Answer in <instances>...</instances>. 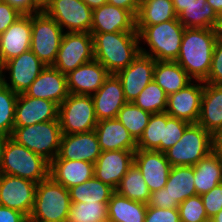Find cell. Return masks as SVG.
Wrapping results in <instances>:
<instances>
[{
  "mask_svg": "<svg viewBox=\"0 0 222 222\" xmlns=\"http://www.w3.org/2000/svg\"><path fill=\"white\" fill-rule=\"evenodd\" d=\"M219 29L185 28L176 62L192 80L205 81Z\"/></svg>",
  "mask_w": 222,
  "mask_h": 222,
  "instance_id": "cell-1",
  "label": "cell"
},
{
  "mask_svg": "<svg viewBox=\"0 0 222 222\" xmlns=\"http://www.w3.org/2000/svg\"><path fill=\"white\" fill-rule=\"evenodd\" d=\"M94 59L110 74L130 65L140 53L138 32L91 33Z\"/></svg>",
  "mask_w": 222,
  "mask_h": 222,
  "instance_id": "cell-2",
  "label": "cell"
},
{
  "mask_svg": "<svg viewBox=\"0 0 222 222\" xmlns=\"http://www.w3.org/2000/svg\"><path fill=\"white\" fill-rule=\"evenodd\" d=\"M136 30L140 43L149 47L147 50L140 46L141 53L156 61H176L185 31L178 17L156 25H136Z\"/></svg>",
  "mask_w": 222,
  "mask_h": 222,
  "instance_id": "cell-3",
  "label": "cell"
},
{
  "mask_svg": "<svg viewBox=\"0 0 222 222\" xmlns=\"http://www.w3.org/2000/svg\"><path fill=\"white\" fill-rule=\"evenodd\" d=\"M50 162L10 137H5L0 173L39 183L49 177Z\"/></svg>",
  "mask_w": 222,
  "mask_h": 222,
  "instance_id": "cell-4",
  "label": "cell"
},
{
  "mask_svg": "<svg viewBox=\"0 0 222 222\" xmlns=\"http://www.w3.org/2000/svg\"><path fill=\"white\" fill-rule=\"evenodd\" d=\"M71 206L69 189L50 176L37 183L30 222H66Z\"/></svg>",
  "mask_w": 222,
  "mask_h": 222,
  "instance_id": "cell-5",
  "label": "cell"
},
{
  "mask_svg": "<svg viewBox=\"0 0 222 222\" xmlns=\"http://www.w3.org/2000/svg\"><path fill=\"white\" fill-rule=\"evenodd\" d=\"M212 151L213 135L198 123H191L181 139L164 153L171 166H194Z\"/></svg>",
  "mask_w": 222,
  "mask_h": 222,
  "instance_id": "cell-6",
  "label": "cell"
},
{
  "mask_svg": "<svg viewBox=\"0 0 222 222\" xmlns=\"http://www.w3.org/2000/svg\"><path fill=\"white\" fill-rule=\"evenodd\" d=\"M10 138L51 162L59 152L62 131L59 120H52L14 127Z\"/></svg>",
  "mask_w": 222,
  "mask_h": 222,
  "instance_id": "cell-7",
  "label": "cell"
},
{
  "mask_svg": "<svg viewBox=\"0 0 222 222\" xmlns=\"http://www.w3.org/2000/svg\"><path fill=\"white\" fill-rule=\"evenodd\" d=\"M62 134L93 131L98 123L91 95L69 94L58 106Z\"/></svg>",
  "mask_w": 222,
  "mask_h": 222,
  "instance_id": "cell-8",
  "label": "cell"
},
{
  "mask_svg": "<svg viewBox=\"0 0 222 222\" xmlns=\"http://www.w3.org/2000/svg\"><path fill=\"white\" fill-rule=\"evenodd\" d=\"M64 34L60 25L44 11L32 14L30 50L46 66H52Z\"/></svg>",
  "mask_w": 222,
  "mask_h": 222,
  "instance_id": "cell-9",
  "label": "cell"
},
{
  "mask_svg": "<svg viewBox=\"0 0 222 222\" xmlns=\"http://www.w3.org/2000/svg\"><path fill=\"white\" fill-rule=\"evenodd\" d=\"M93 59V37L91 33L64 32L52 66L66 75Z\"/></svg>",
  "mask_w": 222,
  "mask_h": 222,
  "instance_id": "cell-10",
  "label": "cell"
},
{
  "mask_svg": "<svg viewBox=\"0 0 222 222\" xmlns=\"http://www.w3.org/2000/svg\"><path fill=\"white\" fill-rule=\"evenodd\" d=\"M46 67L31 51L23 52L0 67V81L17 94L24 93ZM6 74L8 79H6Z\"/></svg>",
  "mask_w": 222,
  "mask_h": 222,
  "instance_id": "cell-11",
  "label": "cell"
},
{
  "mask_svg": "<svg viewBox=\"0 0 222 222\" xmlns=\"http://www.w3.org/2000/svg\"><path fill=\"white\" fill-rule=\"evenodd\" d=\"M65 32H89L93 10L82 0H54L44 11Z\"/></svg>",
  "mask_w": 222,
  "mask_h": 222,
  "instance_id": "cell-12",
  "label": "cell"
},
{
  "mask_svg": "<svg viewBox=\"0 0 222 222\" xmlns=\"http://www.w3.org/2000/svg\"><path fill=\"white\" fill-rule=\"evenodd\" d=\"M37 183L0 173V205L18 210L30 216L36 193Z\"/></svg>",
  "mask_w": 222,
  "mask_h": 222,
  "instance_id": "cell-13",
  "label": "cell"
},
{
  "mask_svg": "<svg viewBox=\"0 0 222 222\" xmlns=\"http://www.w3.org/2000/svg\"><path fill=\"white\" fill-rule=\"evenodd\" d=\"M204 81L192 80L181 90L167 96L166 113L174 118L197 123L201 111Z\"/></svg>",
  "mask_w": 222,
  "mask_h": 222,
  "instance_id": "cell-14",
  "label": "cell"
},
{
  "mask_svg": "<svg viewBox=\"0 0 222 222\" xmlns=\"http://www.w3.org/2000/svg\"><path fill=\"white\" fill-rule=\"evenodd\" d=\"M156 60L139 53L134 61L115 75L119 78L127 102H133L153 80Z\"/></svg>",
  "mask_w": 222,
  "mask_h": 222,
  "instance_id": "cell-15",
  "label": "cell"
},
{
  "mask_svg": "<svg viewBox=\"0 0 222 222\" xmlns=\"http://www.w3.org/2000/svg\"><path fill=\"white\" fill-rule=\"evenodd\" d=\"M32 14L21 15L0 35V67L7 61L30 50Z\"/></svg>",
  "mask_w": 222,
  "mask_h": 222,
  "instance_id": "cell-16",
  "label": "cell"
},
{
  "mask_svg": "<svg viewBox=\"0 0 222 222\" xmlns=\"http://www.w3.org/2000/svg\"><path fill=\"white\" fill-rule=\"evenodd\" d=\"M58 120V105L51 100L18 94L15 106L14 127H24Z\"/></svg>",
  "mask_w": 222,
  "mask_h": 222,
  "instance_id": "cell-17",
  "label": "cell"
},
{
  "mask_svg": "<svg viewBox=\"0 0 222 222\" xmlns=\"http://www.w3.org/2000/svg\"><path fill=\"white\" fill-rule=\"evenodd\" d=\"M134 164L141 171L151 193L165 187L171 171V165L165 153L137 149L134 152Z\"/></svg>",
  "mask_w": 222,
  "mask_h": 222,
  "instance_id": "cell-18",
  "label": "cell"
},
{
  "mask_svg": "<svg viewBox=\"0 0 222 222\" xmlns=\"http://www.w3.org/2000/svg\"><path fill=\"white\" fill-rule=\"evenodd\" d=\"M134 163V151H102L94 163V177L116 189Z\"/></svg>",
  "mask_w": 222,
  "mask_h": 222,
  "instance_id": "cell-19",
  "label": "cell"
},
{
  "mask_svg": "<svg viewBox=\"0 0 222 222\" xmlns=\"http://www.w3.org/2000/svg\"><path fill=\"white\" fill-rule=\"evenodd\" d=\"M101 152L94 130L85 133L62 134L59 152L54 159L95 163Z\"/></svg>",
  "mask_w": 222,
  "mask_h": 222,
  "instance_id": "cell-20",
  "label": "cell"
},
{
  "mask_svg": "<svg viewBox=\"0 0 222 222\" xmlns=\"http://www.w3.org/2000/svg\"><path fill=\"white\" fill-rule=\"evenodd\" d=\"M137 32L136 16L129 10L104 4L93 10L90 33Z\"/></svg>",
  "mask_w": 222,
  "mask_h": 222,
  "instance_id": "cell-21",
  "label": "cell"
},
{
  "mask_svg": "<svg viewBox=\"0 0 222 222\" xmlns=\"http://www.w3.org/2000/svg\"><path fill=\"white\" fill-rule=\"evenodd\" d=\"M24 93L51 100L59 106L69 96L66 75L53 66H46Z\"/></svg>",
  "mask_w": 222,
  "mask_h": 222,
  "instance_id": "cell-22",
  "label": "cell"
},
{
  "mask_svg": "<svg viewBox=\"0 0 222 222\" xmlns=\"http://www.w3.org/2000/svg\"><path fill=\"white\" fill-rule=\"evenodd\" d=\"M108 70L93 59L66 74L69 94L93 95L109 77Z\"/></svg>",
  "mask_w": 222,
  "mask_h": 222,
  "instance_id": "cell-23",
  "label": "cell"
},
{
  "mask_svg": "<svg viewBox=\"0 0 222 222\" xmlns=\"http://www.w3.org/2000/svg\"><path fill=\"white\" fill-rule=\"evenodd\" d=\"M92 98L98 121L117 118L118 112L127 103L121 81L115 74L109 75Z\"/></svg>",
  "mask_w": 222,
  "mask_h": 222,
  "instance_id": "cell-24",
  "label": "cell"
},
{
  "mask_svg": "<svg viewBox=\"0 0 222 222\" xmlns=\"http://www.w3.org/2000/svg\"><path fill=\"white\" fill-rule=\"evenodd\" d=\"M94 131L101 151L137 150V141L118 118L99 120Z\"/></svg>",
  "mask_w": 222,
  "mask_h": 222,
  "instance_id": "cell-25",
  "label": "cell"
},
{
  "mask_svg": "<svg viewBox=\"0 0 222 222\" xmlns=\"http://www.w3.org/2000/svg\"><path fill=\"white\" fill-rule=\"evenodd\" d=\"M49 176L69 189L94 177V163L80 160L53 159Z\"/></svg>",
  "mask_w": 222,
  "mask_h": 222,
  "instance_id": "cell-26",
  "label": "cell"
},
{
  "mask_svg": "<svg viewBox=\"0 0 222 222\" xmlns=\"http://www.w3.org/2000/svg\"><path fill=\"white\" fill-rule=\"evenodd\" d=\"M197 123L212 135L222 129V85L204 82L201 111Z\"/></svg>",
  "mask_w": 222,
  "mask_h": 222,
  "instance_id": "cell-27",
  "label": "cell"
},
{
  "mask_svg": "<svg viewBox=\"0 0 222 222\" xmlns=\"http://www.w3.org/2000/svg\"><path fill=\"white\" fill-rule=\"evenodd\" d=\"M165 188L170 196V208H178L183 201L197 195L194 186V167L171 166Z\"/></svg>",
  "mask_w": 222,
  "mask_h": 222,
  "instance_id": "cell-28",
  "label": "cell"
},
{
  "mask_svg": "<svg viewBox=\"0 0 222 222\" xmlns=\"http://www.w3.org/2000/svg\"><path fill=\"white\" fill-rule=\"evenodd\" d=\"M193 167L197 195L201 196L222 183V157L215 151L202 158Z\"/></svg>",
  "mask_w": 222,
  "mask_h": 222,
  "instance_id": "cell-29",
  "label": "cell"
},
{
  "mask_svg": "<svg viewBox=\"0 0 222 222\" xmlns=\"http://www.w3.org/2000/svg\"><path fill=\"white\" fill-rule=\"evenodd\" d=\"M178 20L185 28L219 29L222 18L207 0H195L178 15Z\"/></svg>",
  "mask_w": 222,
  "mask_h": 222,
  "instance_id": "cell-30",
  "label": "cell"
},
{
  "mask_svg": "<svg viewBox=\"0 0 222 222\" xmlns=\"http://www.w3.org/2000/svg\"><path fill=\"white\" fill-rule=\"evenodd\" d=\"M153 80L167 96L176 93L192 81L176 61H156Z\"/></svg>",
  "mask_w": 222,
  "mask_h": 222,
  "instance_id": "cell-31",
  "label": "cell"
},
{
  "mask_svg": "<svg viewBox=\"0 0 222 222\" xmlns=\"http://www.w3.org/2000/svg\"><path fill=\"white\" fill-rule=\"evenodd\" d=\"M148 204L114 193L108 204V219L113 222H144Z\"/></svg>",
  "mask_w": 222,
  "mask_h": 222,
  "instance_id": "cell-32",
  "label": "cell"
},
{
  "mask_svg": "<svg viewBox=\"0 0 222 222\" xmlns=\"http://www.w3.org/2000/svg\"><path fill=\"white\" fill-rule=\"evenodd\" d=\"M177 17L172 0H141L136 25H156Z\"/></svg>",
  "mask_w": 222,
  "mask_h": 222,
  "instance_id": "cell-33",
  "label": "cell"
},
{
  "mask_svg": "<svg viewBox=\"0 0 222 222\" xmlns=\"http://www.w3.org/2000/svg\"><path fill=\"white\" fill-rule=\"evenodd\" d=\"M114 193V188L95 177L69 188L71 203H108Z\"/></svg>",
  "mask_w": 222,
  "mask_h": 222,
  "instance_id": "cell-34",
  "label": "cell"
},
{
  "mask_svg": "<svg viewBox=\"0 0 222 222\" xmlns=\"http://www.w3.org/2000/svg\"><path fill=\"white\" fill-rule=\"evenodd\" d=\"M115 192L133 201L149 203L151 192L145 183L141 171L133 163L122 177Z\"/></svg>",
  "mask_w": 222,
  "mask_h": 222,
  "instance_id": "cell-35",
  "label": "cell"
},
{
  "mask_svg": "<svg viewBox=\"0 0 222 222\" xmlns=\"http://www.w3.org/2000/svg\"><path fill=\"white\" fill-rule=\"evenodd\" d=\"M151 113L136 106L133 102H127L118 112V120L138 141L146 128Z\"/></svg>",
  "mask_w": 222,
  "mask_h": 222,
  "instance_id": "cell-36",
  "label": "cell"
},
{
  "mask_svg": "<svg viewBox=\"0 0 222 222\" xmlns=\"http://www.w3.org/2000/svg\"><path fill=\"white\" fill-rule=\"evenodd\" d=\"M107 204L103 202L71 203L66 222H103L108 220Z\"/></svg>",
  "mask_w": 222,
  "mask_h": 222,
  "instance_id": "cell-37",
  "label": "cell"
},
{
  "mask_svg": "<svg viewBox=\"0 0 222 222\" xmlns=\"http://www.w3.org/2000/svg\"><path fill=\"white\" fill-rule=\"evenodd\" d=\"M17 98L18 94L0 81V136H11Z\"/></svg>",
  "mask_w": 222,
  "mask_h": 222,
  "instance_id": "cell-38",
  "label": "cell"
},
{
  "mask_svg": "<svg viewBox=\"0 0 222 222\" xmlns=\"http://www.w3.org/2000/svg\"><path fill=\"white\" fill-rule=\"evenodd\" d=\"M133 103L151 114L166 112L167 95L164 90L152 80Z\"/></svg>",
  "mask_w": 222,
  "mask_h": 222,
  "instance_id": "cell-39",
  "label": "cell"
},
{
  "mask_svg": "<svg viewBox=\"0 0 222 222\" xmlns=\"http://www.w3.org/2000/svg\"><path fill=\"white\" fill-rule=\"evenodd\" d=\"M164 133V112L151 114L142 136L137 141V149L160 152V142Z\"/></svg>",
  "mask_w": 222,
  "mask_h": 222,
  "instance_id": "cell-40",
  "label": "cell"
},
{
  "mask_svg": "<svg viewBox=\"0 0 222 222\" xmlns=\"http://www.w3.org/2000/svg\"><path fill=\"white\" fill-rule=\"evenodd\" d=\"M190 124L185 120L171 117L164 112V133L163 140L160 142V152L164 153L178 142Z\"/></svg>",
  "mask_w": 222,
  "mask_h": 222,
  "instance_id": "cell-41",
  "label": "cell"
},
{
  "mask_svg": "<svg viewBox=\"0 0 222 222\" xmlns=\"http://www.w3.org/2000/svg\"><path fill=\"white\" fill-rule=\"evenodd\" d=\"M180 222H205L208 219L200 195L189 197L178 206Z\"/></svg>",
  "mask_w": 222,
  "mask_h": 222,
  "instance_id": "cell-42",
  "label": "cell"
},
{
  "mask_svg": "<svg viewBox=\"0 0 222 222\" xmlns=\"http://www.w3.org/2000/svg\"><path fill=\"white\" fill-rule=\"evenodd\" d=\"M204 82L208 84L222 85V37L220 35L214 45L211 68L208 77Z\"/></svg>",
  "mask_w": 222,
  "mask_h": 222,
  "instance_id": "cell-43",
  "label": "cell"
},
{
  "mask_svg": "<svg viewBox=\"0 0 222 222\" xmlns=\"http://www.w3.org/2000/svg\"><path fill=\"white\" fill-rule=\"evenodd\" d=\"M144 222H180L179 210L148 205Z\"/></svg>",
  "mask_w": 222,
  "mask_h": 222,
  "instance_id": "cell-44",
  "label": "cell"
},
{
  "mask_svg": "<svg viewBox=\"0 0 222 222\" xmlns=\"http://www.w3.org/2000/svg\"><path fill=\"white\" fill-rule=\"evenodd\" d=\"M207 217L210 220L222 209V183L201 195Z\"/></svg>",
  "mask_w": 222,
  "mask_h": 222,
  "instance_id": "cell-45",
  "label": "cell"
},
{
  "mask_svg": "<svg viewBox=\"0 0 222 222\" xmlns=\"http://www.w3.org/2000/svg\"><path fill=\"white\" fill-rule=\"evenodd\" d=\"M22 14L7 2L0 0V35L12 25Z\"/></svg>",
  "mask_w": 222,
  "mask_h": 222,
  "instance_id": "cell-46",
  "label": "cell"
},
{
  "mask_svg": "<svg viewBox=\"0 0 222 222\" xmlns=\"http://www.w3.org/2000/svg\"><path fill=\"white\" fill-rule=\"evenodd\" d=\"M10 4L22 15H31L42 12L36 5L34 0H1Z\"/></svg>",
  "mask_w": 222,
  "mask_h": 222,
  "instance_id": "cell-47",
  "label": "cell"
},
{
  "mask_svg": "<svg viewBox=\"0 0 222 222\" xmlns=\"http://www.w3.org/2000/svg\"><path fill=\"white\" fill-rule=\"evenodd\" d=\"M0 222H28L22 212L0 205Z\"/></svg>",
  "mask_w": 222,
  "mask_h": 222,
  "instance_id": "cell-48",
  "label": "cell"
},
{
  "mask_svg": "<svg viewBox=\"0 0 222 222\" xmlns=\"http://www.w3.org/2000/svg\"><path fill=\"white\" fill-rule=\"evenodd\" d=\"M148 205L157 208H170V196L166 188L152 192Z\"/></svg>",
  "mask_w": 222,
  "mask_h": 222,
  "instance_id": "cell-49",
  "label": "cell"
},
{
  "mask_svg": "<svg viewBox=\"0 0 222 222\" xmlns=\"http://www.w3.org/2000/svg\"><path fill=\"white\" fill-rule=\"evenodd\" d=\"M107 3L129 10L136 16L141 0H107Z\"/></svg>",
  "mask_w": 222,
  "mask_h": 222,
  "instance_id": "cell-50",
  "label": "cell"
},
{
  "mask_svg": "<svg viewBox=\"0 0 222 222\" xmlns=\"http://www.w3.org/2000/svg\"><path fill=\"white\" fill-rule=\"evenodd\" d=\"M195 0H172L177 16Z\"/></svg>",
  "mask_w": 222,
  "mask_h": 222,
  "instance_id": "cell-51",
  "label": "cell"
},
{
  "mask_svg": "<svg viewBox=\"0 0 222 222\" xmlns=\"http://www.w3.org/2000/svg\"><path fill=\"white\" fill-rule=\"evenodd\" d=\"M214 151L222 157V129L213 135Z\"/></svg>",
  "mask_w": 222,
  "mask_h": 222,
  "instance_id": "cell-52",
  "label": "cell"
},
{
  "mask_svg": "<svg viewBox=\"0 0 222 222\" xmlns=\"http://www.w3.org/2000/svg\"><path fill=\"white\" fill-rule=\"evenodd\" d=\"M92 10L101 7L107 3V0H82Z\"/></svg>",
  "mask_w": 222,
  "mask_h": 222,
  "instance_id": "cell-53",
  "label": "cell"
},
{
  "mask_svg": "<svg viewBox=\"0 0 222 222\" xmlns=\"http://www.w3.org/2000/svg\"><path fill=\"white\" fill-rule=\"evenodd\" d=\"M215 12L222 18V0H207Z\"/></svg>",
  "mask_w": 222,
  "mask_h": 222,
  "instance_id": "cell-54",
  "label": "cell"
},
{
  "mask_svg": "<svg viewBox=\"0 0 222 222\" xmlns=\"http://www.w3.org/2000/svg\"><path fill=\"white\" fill-rule=\"evenodd\" d=\"M41 11H45L54 0H34Z\"/></svg>",
  "mask_w": 222,
  "mask_h": 222,
  "instance_id": "cell-55",
  "label": "cell"
},
{
  "mask_svg": "<svg viewBox=\"0 0 222 222\" xmlns=\"http://www.w3.org/2000/svg\"><path fill=\"white\" fill-rule=\"evenodd\" d=\"M5 147V137L4 136H0V166L3 160V150Z\"/></svg>",
  "mask_w": 222,
  "mask_h": 222,
  "instance_id": "cell-56",
  "label": "cell"
},
{
  "mask_svg": "<svg viewBox=\"0 0 222 222\" xmlns=\"http://www.w3.org/2000/svg\"><path fill=\"white\" fill-rule=\"evenodd\" d=\"M212 222H222V209L210 219Z\"/></svg>",
  "mask_w": 222,
  "mask_h": 222,
  "instance_id": "cell-57",
  "label": "cell"
},
{
  "mask_svg": "<svg viewBox=\"0 0 222 222\" xmlns=\"http://www.w3.org/2000/svg\"><path fill=\"white\" fill-rule=\"evenodd\" d=\"M219 35L222 37V20H221V24H220V27H219Z\"/></svg>",
  "mask_w": 222,
  "mask_h": 222,
  "instance_id": "cell-58",
  "label": "cell"
},
{
  "mask_svg": "<svg viewBox=\"0 0 222 222\" xmlns=\"http://www.w3.org/2000/svg\"><path fill=\"white\" fill-rule=\"evenodd\" d=\"M103 222H113V221H111V220H109V219H108V220H106V221H103Z\"/></svg>",
  "mask_w": 222,
  "mask_h": 222,
  "instance_id": "cell-59",
  "label": "cell"
}]
</instances>
